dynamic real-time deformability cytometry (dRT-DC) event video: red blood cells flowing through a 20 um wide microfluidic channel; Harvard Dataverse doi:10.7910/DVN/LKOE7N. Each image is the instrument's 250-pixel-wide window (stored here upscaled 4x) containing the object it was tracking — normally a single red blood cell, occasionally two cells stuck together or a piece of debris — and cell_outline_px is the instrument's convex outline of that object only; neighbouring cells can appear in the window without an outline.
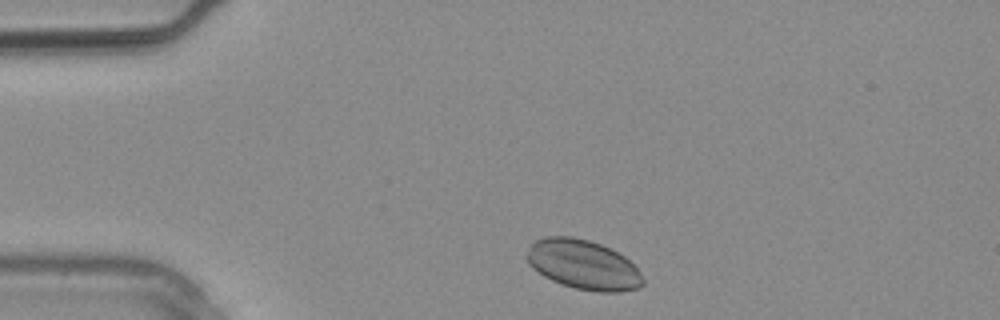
{"species": "common noctule bat (a hibernating species)", "species_latin": "Nyctalus noctula", "temperature_condition": "warm", "stored_images_in_passage": 1, "camera_frame_rate_fps": 3000, "um_per_image_px": 0.085, "animal": {"sex": "male", "body_mass_g": 20.4}, "frame": {"image": 1, "passage_image": 1, "time_ms": 0.0, "image_size_px": [1000, 320], "cell_outline_px": [[644, 284], [640, 288], [616, 292], [596, 292], [576, 288], [552, 280], [544, 276], [532, 268], [528, 264], [524, 256], [532, 244], [536, 240], [544, 236], [572, 236], [588, 240], [600, 244], [624, 256], [636, 268], [644, 280]], "centroid_in_image_um": [49.54, 22.49], "position_along_channel_um": 35.5, "area_um2": 33.41}}